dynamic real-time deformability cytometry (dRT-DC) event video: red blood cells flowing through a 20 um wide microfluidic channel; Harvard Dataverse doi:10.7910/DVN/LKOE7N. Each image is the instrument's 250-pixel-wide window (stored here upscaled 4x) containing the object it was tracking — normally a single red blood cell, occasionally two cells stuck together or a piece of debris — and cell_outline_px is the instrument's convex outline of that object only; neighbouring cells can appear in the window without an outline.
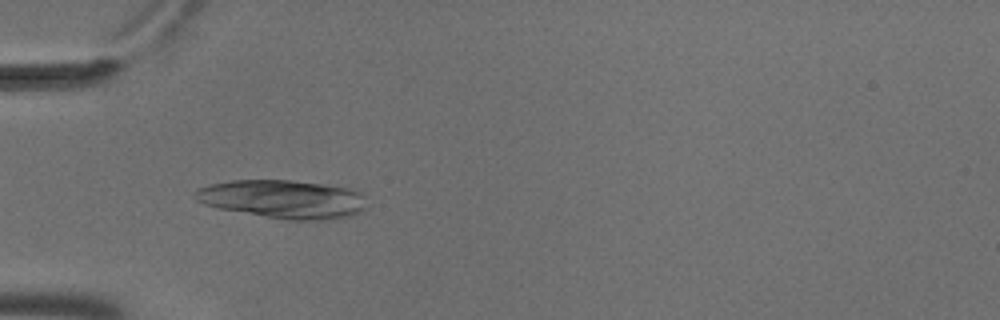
{"species": "common noctule bat (a hibernating species)", "species_latin": "Nyctalus noctula", "temperature_condition": "cold", "stored_images_in_passage": 6, "camera_frame_rate_fps": 3000, "um_per_image_px": 0.085, "animal": {"sex": "male", "body_mass_g": 18.8}, "frame": {"image": 1, "passage_image": 5, "time_ms": 1.333, "image_size_px": [1000, 320], "cell_outline_px": [[364, 208], [360, 212], [352, 216], [328, 220], [284, 220], [220, 208], [204, 204], [196, 200], [192, 196], [192, 192], [196, 188], [212, 184], [232, 180], [292, 180], [348, 188], [360, 192], [364, 196]], "centroid_in_image_um": [24.03, 16.93], "position_along_channel_um": 61.0, "area_um2": 38.49}}